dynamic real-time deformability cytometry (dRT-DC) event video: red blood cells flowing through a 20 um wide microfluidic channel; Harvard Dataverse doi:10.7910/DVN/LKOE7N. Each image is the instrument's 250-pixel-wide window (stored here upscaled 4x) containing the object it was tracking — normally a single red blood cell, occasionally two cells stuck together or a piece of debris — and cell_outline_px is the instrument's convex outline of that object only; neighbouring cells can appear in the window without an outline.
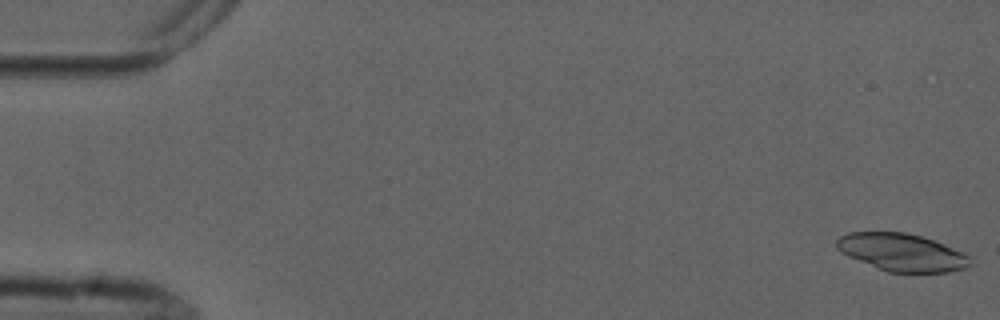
{"species": "common noctule bat (a hibernating species)", "species_latin": "Nyctalus noctula", "temperature_condition": "cold", "stored_images_in_passage": 5, "camera_frame_rate_fps": 3000, "um_per_image_px": 0.085, "animal": {"sex": "male", "forearm_length_mm": 52.5}, "frame": {"image": 1, "passage_image": 1, "time_ms": 0.0, "image_size_px": [1000, 320], "cell_outline_px": [[972, 264], [968, 268], [948, 272], [888, 272], [848, 256], [840, 252], [836, 248], [836, 240], [840, 236], [848, 232], [904, 232], [936, 240], [964, 252], [972, 256]], "centroid_in_image_um": [76.71, 21.45], "position_along_channel_um": 8.3, "area_um2": 29.54}}